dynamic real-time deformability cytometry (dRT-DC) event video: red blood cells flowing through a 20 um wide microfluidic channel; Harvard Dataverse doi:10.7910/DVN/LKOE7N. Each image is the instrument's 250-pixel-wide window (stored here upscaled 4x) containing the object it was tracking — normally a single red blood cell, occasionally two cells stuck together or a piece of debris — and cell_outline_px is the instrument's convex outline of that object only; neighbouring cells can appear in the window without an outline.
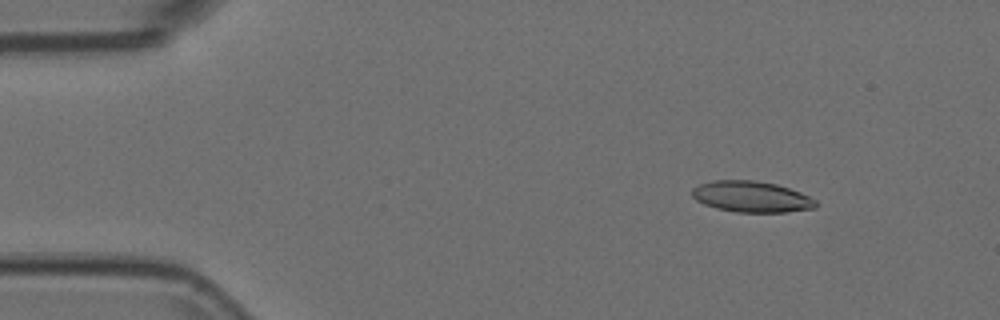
{"species": "Egyptian fruit bat (a non-hibernating species)", "species_latin": "Rousettus aegyptiacus", "temperature_condition": "room temperature", "stored_images_in_passage": 53, "camera_frame_rate_fps": 3000, "um_per_image_px": 0.085, "animal": {"sex": "female"}, "frame": {"image": 1, "passage_image": 6, "time_ms": 1.667, "image_size_px": [1000, 320], "cell_outline_px": [[816, 208], [784, 212], [736, 212], [716, 208], [704, 204], [696, 200], [692, 196], [692, 188], [700, 184], [712, 180], [756, 180], [776, 184], [800, 192], [816, 200]], "centroid_in_image_um": [63.85, 16.71], "position_along_channel_um": 21.1, "area_um2": 22.37}}
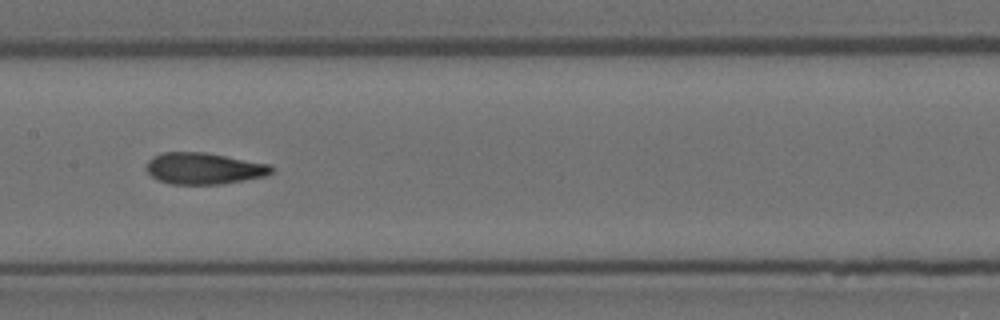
{"frame": {"image": 2, "passage_image": 26, "time_ms": 8.333, "image_size_px": [1000, 320], "cell_outline_px": [[272, 172], [264, 176], [220, 184], [172, 184], [160, 180], [152, 176], [144, 168], [148, 160], [152, 156], [164, 152], [204, 152], [268, 164], [272, 168]], "centroid_in_image_um": [17.26, 14.31], "position_along_channel_um": 190.1, "area_um2": 22.66}}
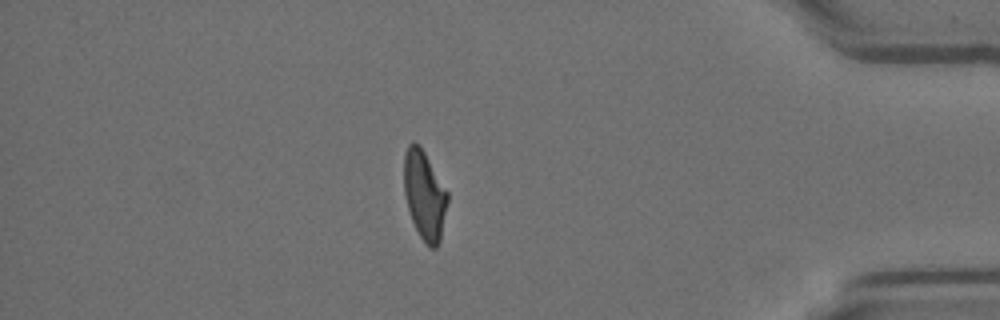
{"frame": {"image": 3, "passage_image": 46, "time_ms": 15.0, "image_size_px": [1000, 320], "cell_outline_px": [[448, 200], [440, 240], [436, 248], [432, 248], [420, 236], [412, 220], [408, 208], [404, 192], [404, 152], [408, 144], [412, 140], [420, 144], [448, 192]], "centroid_in_image_um": [36.07, 16.52], "position_along_channel_um": 399.1, "area_um2": 22.48}}